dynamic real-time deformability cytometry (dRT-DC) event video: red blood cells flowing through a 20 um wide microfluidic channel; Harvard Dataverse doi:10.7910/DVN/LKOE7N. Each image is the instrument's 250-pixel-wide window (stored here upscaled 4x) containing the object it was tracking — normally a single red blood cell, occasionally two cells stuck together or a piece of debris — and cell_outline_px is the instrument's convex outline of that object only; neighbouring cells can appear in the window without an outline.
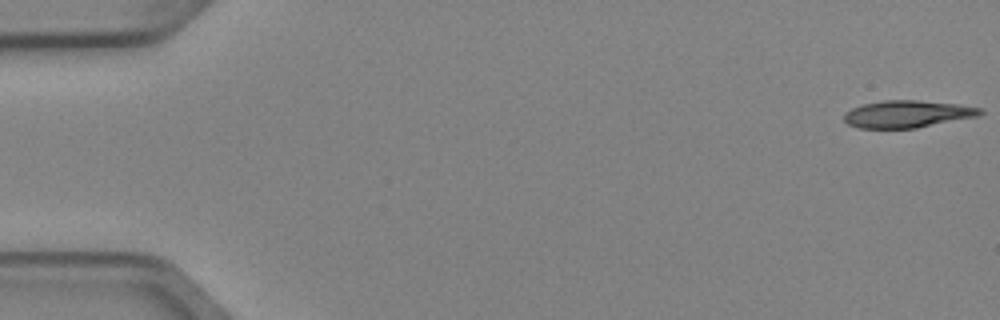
{"species": "Egyptian fruit bat (a non-hibernating species)", "species_latin": "Rousettus aegyptiacus", "temperature_condition": "cold", "stored_images_in_passage": 6, "camera_frame_rate_fps": 3000, "um_per_image_px": 0.085, "animal": {"sex": "female"}, "frame": {"image": 1, "passage_image": 1, "time_ms": 0.0, "image_size_px": [1000, 320], "cell_outline_px": [[984, 112], [980, 116], [916, 128], [860, 128], [848, 124], [844, 120], [844, 112], [852, 108], [864, 104], [884, 100], [916, 100], [956, 104], [984, 108]], "centroid_in_image_um": [77.16, 9.69], "position_along_channel_um": 7.8, "area_um2": 21.62}}
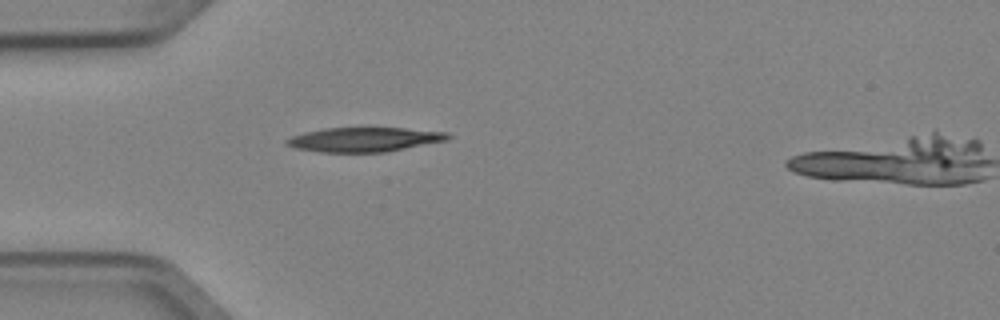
{"frame": {"image": 2, "passage_image": 5, "time_ms": 1.333, "image_size_px": [1000, 320], "cell_outline_px": [[452, 136], [448, 140], [384, 152], [320, 152], [296, 148], [284, 144], [284, 140], [292, 136], [304, 132], [324, 128], [404, 128], [448, 132]], "centroid_in_image_um": [30.95, 11.85], "position_along_channel_um": 54.1, "area_um2": 22.89}}